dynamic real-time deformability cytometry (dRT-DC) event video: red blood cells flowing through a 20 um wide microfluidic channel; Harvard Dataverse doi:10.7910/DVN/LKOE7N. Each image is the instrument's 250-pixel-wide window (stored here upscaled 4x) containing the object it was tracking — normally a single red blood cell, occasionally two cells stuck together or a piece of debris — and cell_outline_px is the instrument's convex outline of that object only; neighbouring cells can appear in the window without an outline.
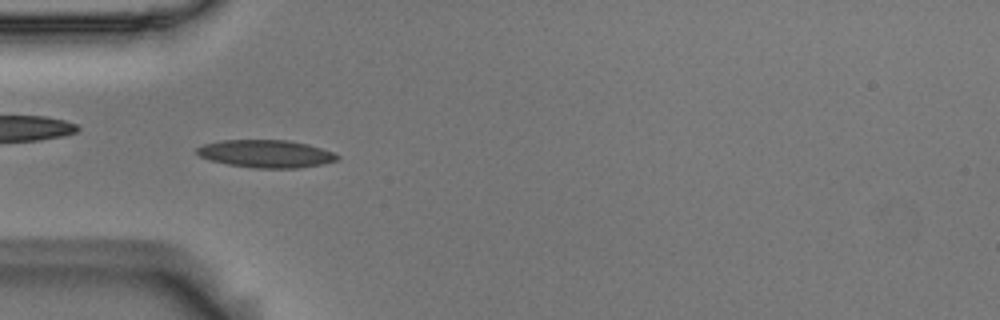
{"species": "Egyptian fruit bat (a non-hibernating species)", "species_latin": "Rousettus aegyptiacus", "temperature_condition": "room temperature", "stored_images_in_passage": 54, "camera_frame_rate_fps": 3000, "um_per_image_px": 0.085, "animal": {"sex": "male"}, "frame": {"image": 1, "passage_image": 16, "time_ms": 5.0, "image_size_px": [1000, 320], "cell_outline_px": [[340, 160], [324, 164], [300, 168], [252, 168], [228, 164], [208, 160], [200, 156], [196, 152], [196, 148], [204, 144], [224, 140], [288, 140], [308, 144], [332, 152], [340, 156]], "centroid_in_image_um": [22.63, 13.08], "position_along_channel_um": 62.4, "area_um2": 22.77}}
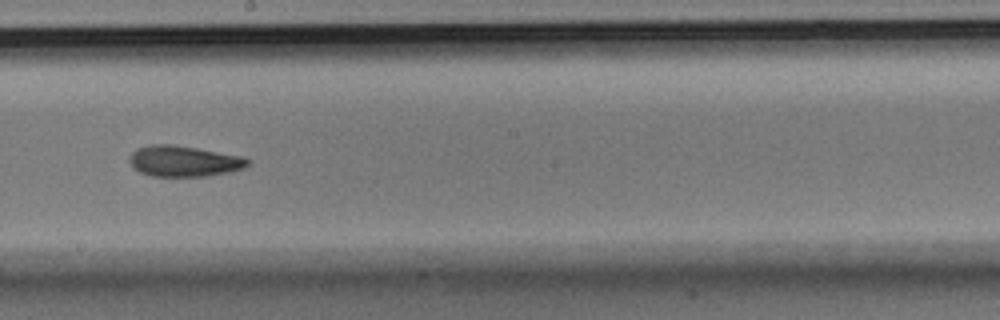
{"frame": {"image": 2, "passage_image": 30, "time_ms": 9.667, "image_size_px": [1000, 320], "cell_outline_px": [[252, 160], [244, 168], [232, 172], [208, 176], [152, 176], [140, 172], [132, 168], [128, 160], [132, 152], [136, 148], [152, 144], [172, 144], [196, 148], [240, 156]], "centroid_in_image_um": [15.61, 13.7], "position_along_channel_um": 232.6, "area_um2": 21.39}}
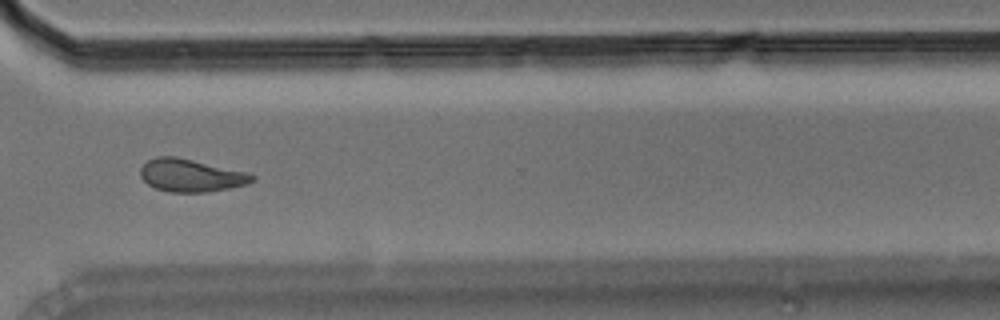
{"frame": {"image": 3, "passage_image": 40, "time_ms": 13.0, "image_size_px": [1000, 320], "cell_outline_px": [[256, 180], [248, 184], [208, 192], [168, 192], [156, 188], [148, 184], [140, 176], [140, 168], [148, 160], [156, 156], [176, 156], [248, 172], [256, 176]], "centroid_in_image_um": [16.25, 14.9], "position_along_channel_um": 354.4, "area_um2": 21.44}, "authors_computed_cell_mechanics": {"area_um2": 21.0392, "velocity_mm_per_s": 3.6613, "shape_relaxation_time_tau1_ms": null, "shape_relaxation_time_tau2_ms": 3.0903, "deformation_change_tau1": null, "deformation_change_tau2": 0.0917}}